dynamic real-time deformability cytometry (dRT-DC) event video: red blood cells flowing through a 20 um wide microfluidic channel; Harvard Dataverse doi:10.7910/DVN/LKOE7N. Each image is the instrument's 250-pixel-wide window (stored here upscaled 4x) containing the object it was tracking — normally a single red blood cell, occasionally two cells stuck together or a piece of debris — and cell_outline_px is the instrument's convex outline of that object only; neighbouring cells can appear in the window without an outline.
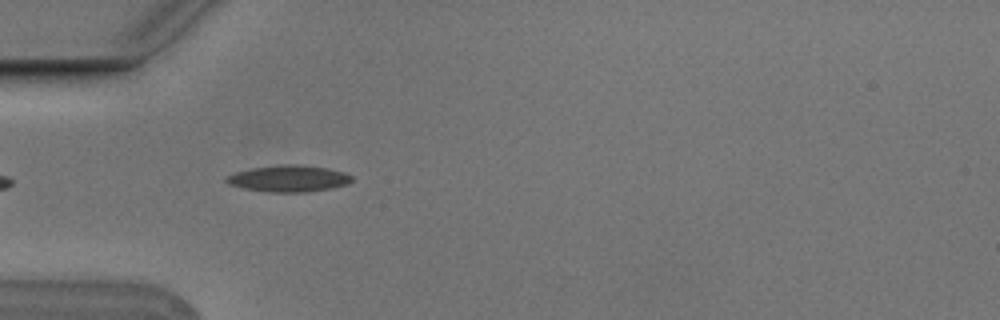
{"species": "Egyptian fruit bat (a non-hibernating species)", "species_latin": "Rousettus aegyptiacus", "temperature_condition": "cold", "stored_images_in_passage": 4, "camera_frame_rate_fps": 3000, "um_per_image_px": 0.085, "animal": {"sex": "male"}, "frame": {"image": 1, "passage_image": 3, "time_ms": 0.667, "image_size_px": [1000, 320], "cell_outline_px": [[352, 180], [348, 184], [332, 188], [308, 192], [268, 192], [244, 188], [228, 184], [224, 180], [224, 176], [236, 172], [252, 168], [284, 164], [300, 164], [328, 168], [344, 172], [352, 176]], "centroid_in_image_um": [24.53, 15.17], "position_along_channel_um": 60.5, "area_um2": 19.54}}